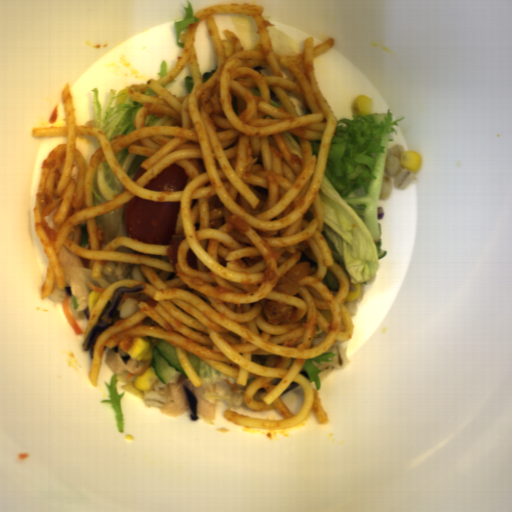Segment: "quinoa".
I'll return each instance as SVG.
<instances>
[{"label": "quinoa", "mask_w": 512, "mask_h": 512, "mask_svg": "<svg viewBox=\"0 0 512 512\" xmlns=\"http://www.w3.org/2000/svg\"><path fill=\"white\" fill-rule=\"evenodd\" d=\"M244 393H238L235 394L234 400H233V406L239 407L244 403Z\"/></svg>", "instance_id": "9"}, {"label": "quinoa", "mask_w": 512, "mask_h": 512, "mask_svg": "<svg viewBox=\"0 0 512 512\" xmlns=\"http://www.w3.org/2000/svg\"><path fill=\"white\" fill-rule=\"evenodd\" d=\"M139 302L132 298H127L119 309L120 318L123 320L132 317L141 309L137 306Z\"/></svg>", "instance_id": "5"}, {"label": "quinoa", "mask_w": 512, "mask_h": 512, "mask_svg": "<svg viewBox=\"0 0 512 512\" xmlns=\"http://www.w3.org/2000/svg\"><path fill=\"white\" fill-rule=\"evenodd\" d=\"M101 272L117 280H124L126 276L129 275L131 280L146 281V277L139 264L108 260L107 263L102 265Z\"/></svg>", "instance_id": "2"}, {"label": "quinoa", "mask_w": 512, "mask_h": 512, "mask_svg": "<svg viewBox=\"0 0 512 512\" xmlns=\"http://www.w3.org/2000/svg\"><path fill=\"white\" fill-rule=\"evenodd\" d=\"M167 383H164L156 376L155 382L152 384L150 389L145 393V397L143 399L144 404L151 407H163L166 402V394L164 393V389Z\"/></svg>", "instance_id": "4"}, {"label": "quinoa", "mask_w": 512, "mask_h": 512, "mask_svg": "<svg viewBox=\"0 0 512 512\" xmlns=\"http://www.w3.org/2000/svg\"><path fill=\"white\" fill-rule=\"evenodd\" d=\"M404 152H406L404 146L396 144L389 149L386 155L384 175L379 192V199L382 201L389 197L393 188L404 190L415 177V172L405 169L400 163Z\"/></svg>", "instance_id": "1"}, {"label": "quinoa", "mask_w": 512, "mask_h": 512, "mask_svg": "<svg viewBox=\"0 0 512 512\" xmlns=\"http://www.w3.org/2000/svg\"><path fill=\"white\" fill-rule=\"evenodd\" d=\"M331 352L335 354V356L331 358L332 361L325 362L324 364H318L315 361L313 363L315 367L321 370V372L317 374L321 380L336 369H346L348 365V357L345 348L338 344L331 348Z\"/></svg>", "instance_id": "3"}, {"label": "quinoa", "mask_w": 512, "mask_h": 512, "mask_svg": "<svg viewBox=\"0 0 512 512\" xmlns=\"http://www.w3.org/2000/svg\"><path fill=\"white\" fill-rule=\"evenodd\" d=\"M64 297H68L65 288L62 290H59L58 288L53 289L52 293L48 295V298L55 302H63Z\"/></svg>", "instance_id": "8"}, {"label": "quinoa", "mask_w": 512, "mask_h": 512, "mask_svg": "<svg viewBox=\"0 0 512 512\" xmlns=\"http://www.w3.org/2000/svg\"><path fill=\"white\" fill-rule=\"evenodd\" d=\"M360 292L358 297L353 301H344V306L347 309L350 316H354L357 313L358 307L357 304H360L365 296L366 288L363 283H360Z\"/></svg>", "instance_id": "6"}, {"label": "quinoa", "mask_w": 512, "mask_h": 512, "mask_svg": "<svg viewBox=\"0 0 512 512\" xmlns=\"http://www.w3.org/2000/svg\"><path fill=\"white\" fill-rule=\"evenodd\" d=\"M68 297H69L68 309H69L74 321L79 320V319L88 318L85 313L86 309L83 311H79L78 309H75L74 304H73V298L71 296H68Z\"/></svg>", "instance_id": "7"}]
</instances>
